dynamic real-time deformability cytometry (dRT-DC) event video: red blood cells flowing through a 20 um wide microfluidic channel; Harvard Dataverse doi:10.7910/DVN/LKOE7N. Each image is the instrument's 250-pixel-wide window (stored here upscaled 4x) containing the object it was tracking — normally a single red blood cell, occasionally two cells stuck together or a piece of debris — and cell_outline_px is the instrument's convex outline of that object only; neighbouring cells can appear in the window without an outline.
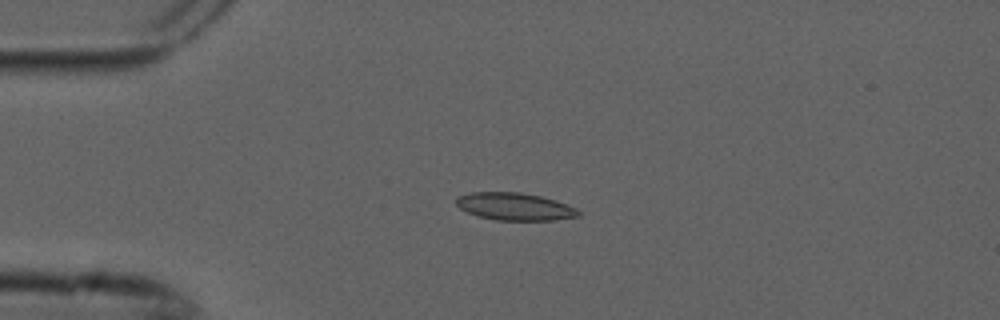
{"species": "common noctule bat (a hibernating species)", "species_latin": "Nyctalus noctula", "temperature_condition": "cold", "stored_images_in_passage": 4, "camera_frame_rate_fps": 3000, "um_per_image_px": 0.085, "animal": {"sex": "male", "forearm_length_mm": 52.5}, "frame": {"image": 1, "passage_image": 3, "time_ms": 0.667, "image_size_px": [1000, 320], "cell_outline_px": [[580, 216], [556, 220], [496, 220], [480, 216], [468, 212], [460, 208], [456, 204], [456, 196], [472, 192], [520, 192], [540, 196], [556, 200], [576, 208], [580, 212]], "centroid_in_image_um": [43.76, 17.55], "position_along_channel_um": 41.2, "area_um2": 19.54}}